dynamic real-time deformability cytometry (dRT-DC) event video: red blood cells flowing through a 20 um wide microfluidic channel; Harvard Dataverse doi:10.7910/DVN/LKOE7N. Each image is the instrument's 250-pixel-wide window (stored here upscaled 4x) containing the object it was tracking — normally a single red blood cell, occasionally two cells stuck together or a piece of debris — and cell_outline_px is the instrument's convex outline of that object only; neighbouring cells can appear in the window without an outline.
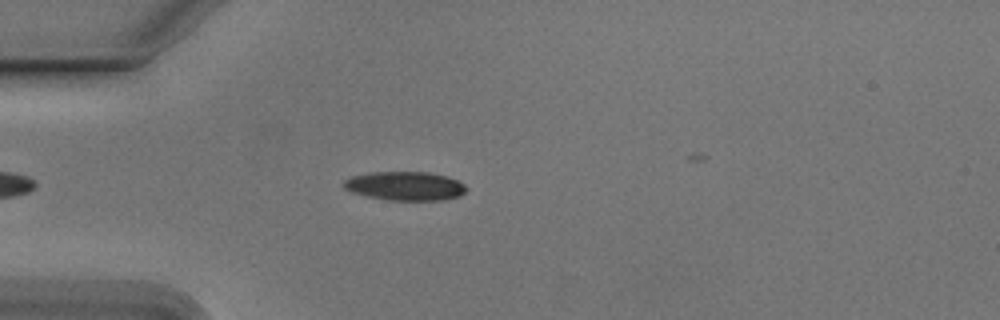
{"species": "Egyptian fruit bat (a non-hibernating species)", "species_latin": "Rousettus aegyptiacus", "temperature_condition": "cold", "stored_images_in_passage": 41, "camera_frame_rate_fps": 3000, "um_per_image_px": 0.085, "animal": {"sex": "male"}, "frame": {"image": 1, "passage_image": 8, "time_ms": 2.333, "image_size_px": [1000, 320], "cell_outline_px": [[468, 188], [460, 196], [444, 200], [384, 200], [352, 192], [344, 188], [344, 180], [352, 176], [368, 172], [428, 172], [448, 176], [464, 184]], "centroid_in_image_um": [34.45, 15.81], "position_along_channel_um": 50.6, "area_um2": 20.69}}
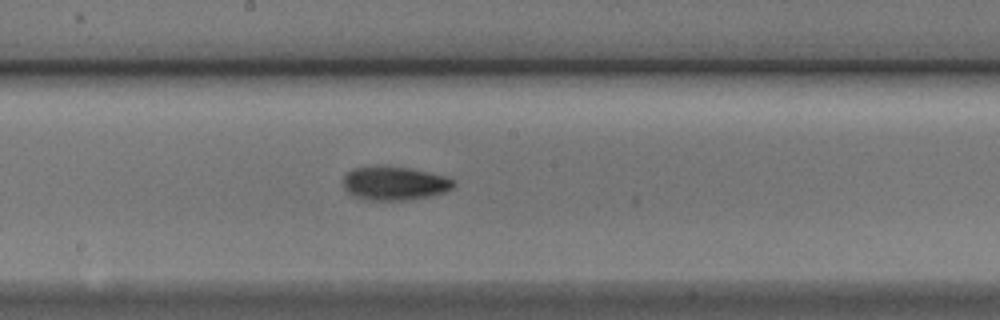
{"frame": {"image": 2, "passage_image": 22, "time_ms": 7.0, "image_size_px": [1000, 320], "cell_outline_px": [[456, 184], [452, 188], [436, 196], [404, 200], [364, 200], [352, 196], [344, 188], [344, 176], [352, 168], [376, 164], [408, 168], [444, 176], [456, 180]], "centroid_in_image_um": [33.52, 15.58], "position_along_channel_um": 214.7, "area_um2": 22.14}}
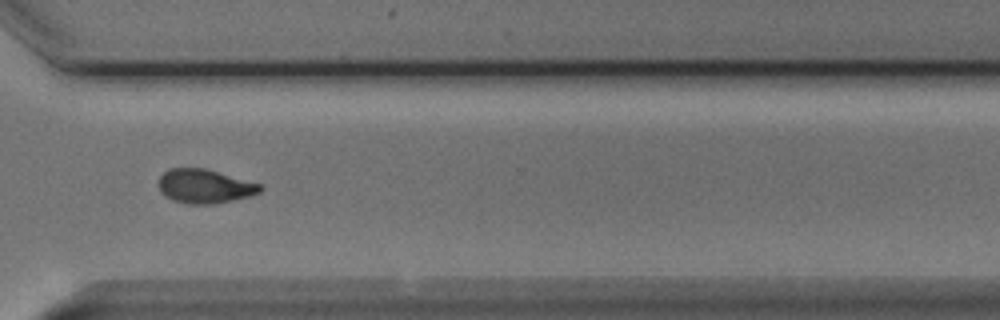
{"frame": {"image": 3, "passage_image": 33, "time_ms": 10.667, "image_size_px": [1000, 320], "cell_outline_px": [[264, 188], [260, 192], [248, 196], [232, 200], [212, 204], [188, 204], [172, 200], [164, 196], [160, 192], [160, 176], [168, 168], [204, 168], [260, 184]], "centroid_in_image_um": [17.37, 15.83], "position_along_channel_um": 353.2, "area_um2": 19.94}, "authors_computed_cell_mechanics": {"area_um2": 20.7502, "velocity_mm_per_s": 3.7805, "shape_relaxation_time_tau1_ms": 2.5277, "shape_relaxation_time_tau2_ms": 4.7629, "deformation_change_tau1": 0.1257, "deformation_change_tau2": 0.0924}}